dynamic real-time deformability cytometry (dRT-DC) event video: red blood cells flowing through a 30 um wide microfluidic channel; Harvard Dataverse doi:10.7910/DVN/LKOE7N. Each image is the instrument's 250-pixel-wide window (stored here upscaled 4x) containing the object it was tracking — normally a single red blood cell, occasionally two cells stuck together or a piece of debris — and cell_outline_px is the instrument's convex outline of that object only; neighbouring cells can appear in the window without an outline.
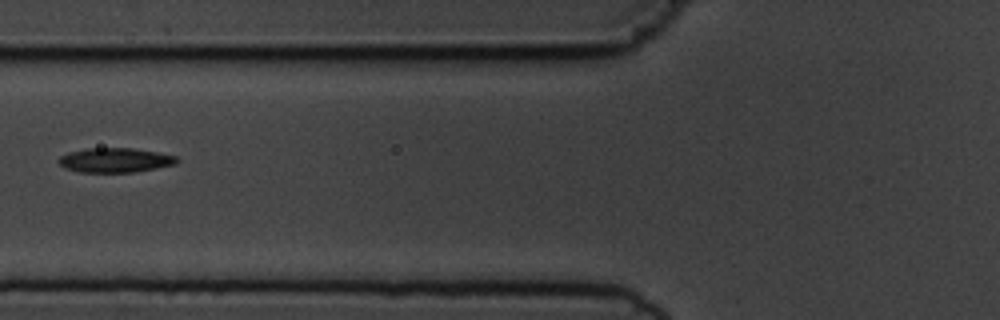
{"species": "common noctule bat (a hibernating species)", "species_latin": "Nyctalus noctula", "temperature_condition": "cold", "stored_images_in_passage": 5, "camera_frame_rate_fps": 3000, "um_per_image_px": 0.085, "animal": {"sex": "male", "body_mass_g": 19.5, "forearm_length_mm": 54.6}, "frame": {"image": 1, "passage_image": 5, "time_ms": 4.333, "image_size_px": [1000, 320], "cell_outline_px": [[180, 160], [176, 164], [156, 168], [132, 172], [80, 172], [64, 168], [60, 164], [60, 156], [68, 152], [88, 148], [132, 148], [156, 152], [176, 156]], "centroid_in_image_um": [9.79, 13.61], "position_along_channel_um": 116.0, "area_um2": 16.76}}